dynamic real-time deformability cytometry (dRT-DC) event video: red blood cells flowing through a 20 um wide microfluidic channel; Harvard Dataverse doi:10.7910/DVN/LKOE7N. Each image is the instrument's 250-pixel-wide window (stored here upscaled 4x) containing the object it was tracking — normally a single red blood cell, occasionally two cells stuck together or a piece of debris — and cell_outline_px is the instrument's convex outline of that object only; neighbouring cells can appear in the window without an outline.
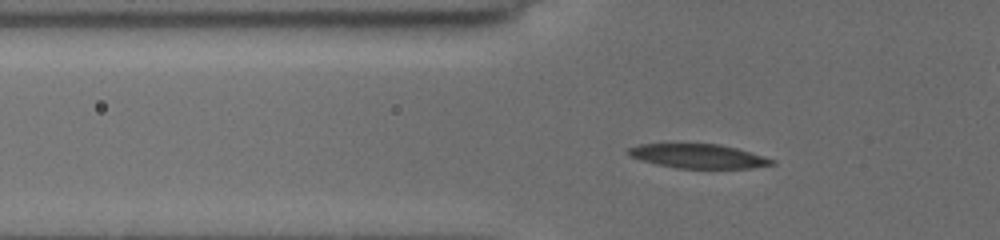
{"species": "common noctule bat (a hibernating species)", "species_latin": "Nyctalus noctula", "temperature_condition": "cold", "stored_images_in_passage": 14, "camera_frame_rate_fps": 3000, "um_per_image_px": 0.085, "animal": {"sex": "female", "body_mass_g": 19.5, "forearm_length_mm": 54.1}, "frame": {"image": 1, "passage_image": 4, "time_ms": 0.667, "image_size_px": [1000, 240], "cell_outline_px": [[776, 164], [752, 168], [676, 168], [656, 164], [640, 160], [628, 156], [628, 148], [640, 144], [720, 144], [736, 148], [776, 160]], "centroid_in_image_um": [59.35, 13.28], "position_along_channel_um": 66.5, "area_um2": 20.17}}
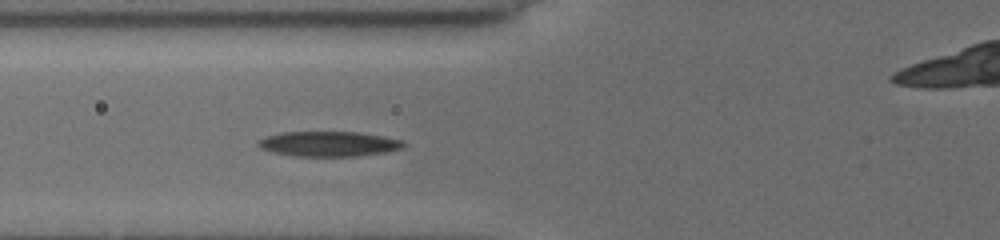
{"frame": {"image": 2, "passage_image": 9, "time_ms": 1.667, "image_size_px": [1000, 240], "cell_outline_px": [[404, 144], [400, 148], [384, 152], [356, 156], [292, 156], [272, 152], [260, 148], [260, 140], [268, 136], [284, 132], [356, 132], [404, 140]], "centroid_in_image_um": [27.93, 12.23], "position_along_channel_um": 97.9, "area_um2": 20.81}}
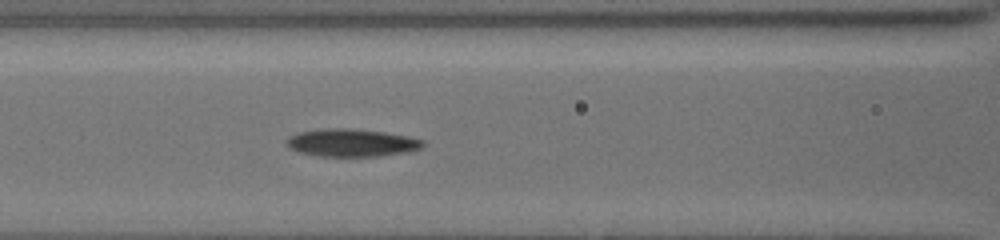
{"frame": {"image": 3, "passage_image": 13, "time_ms": 2.667, "image_size_px": [1000, 240], "cell_outline_px": [[424, 148], [408, 152], [380, 156], [320, 156], [296, 152], [288, 148], [288, 136], [296, 132], [324, 128], [348, 128], [384, 132], [408, 136], [424, 140]], "centroid_in_image_um": [29.89, 12.13], "position_along_channel_um": 136.7, "area_um2": 22.25}}